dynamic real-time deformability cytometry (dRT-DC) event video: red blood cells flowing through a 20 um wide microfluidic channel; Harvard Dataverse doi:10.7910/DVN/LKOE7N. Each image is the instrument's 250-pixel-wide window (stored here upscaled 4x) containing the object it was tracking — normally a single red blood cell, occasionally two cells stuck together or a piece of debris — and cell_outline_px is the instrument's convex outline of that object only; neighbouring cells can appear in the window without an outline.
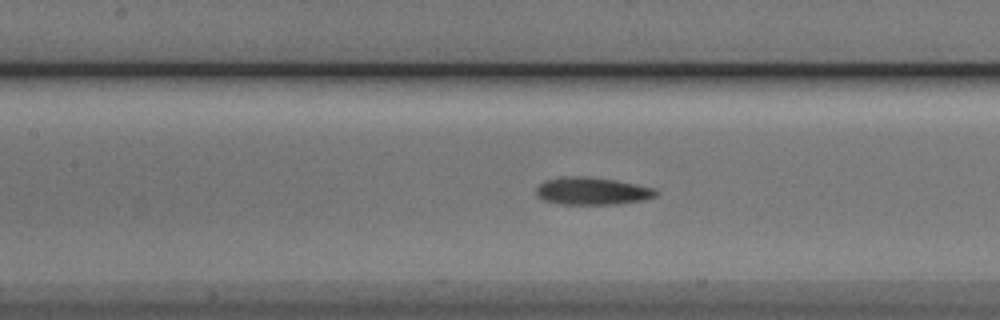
{"species": "Egyptian fruit bat (a non-hibernating species)", "species_latin": "Rousettus aegyptiacus", "temperature_condition": "cold", "stored_images_in_passage": 49, "camera_frame_rate_fps": 3000, "um_per_image_px": 0.085, "animal": {"sex": "male"}, "frame": {"image": 1, "passage_image": 19, "time_ms": 6.0, "image_size_px": [1000, 320], "cell_outline_px": [[660, 192], [656, 196], [644, 200], [616, 204], [560, 204], [544, 200], [536, 196], [536, 188], [544, 180], [568, 176], [584, 176], [616, 180], [656, 188]], "centroid_in_image_um": [50.35, 16.24], "position_along_channel_um": 157.0, "area_um2": 19.31}}
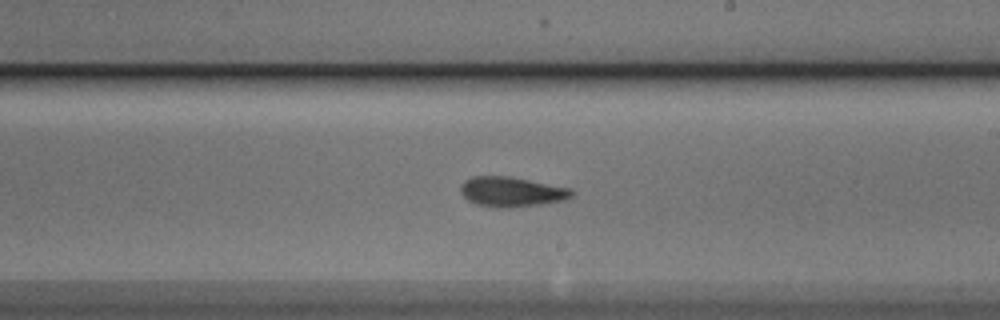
{"frame": {"image": 2, "passage_image": 26, "time_ms": 8.333, "image_size_px": [1000, 320], "cell_outline_px": [[576, 192], [572, 196], [564, 200], [540, 204], [508, 208], [500, 208], [476, 204], [468, 200], [460, 192], [460, 184], [464, 180], [472, 176], [512, 176], [572, 188]], "centroid_in_image_um": [43.5, 16.29], "position_along_channel_um": 245.5, "area_um2": 19.65}}
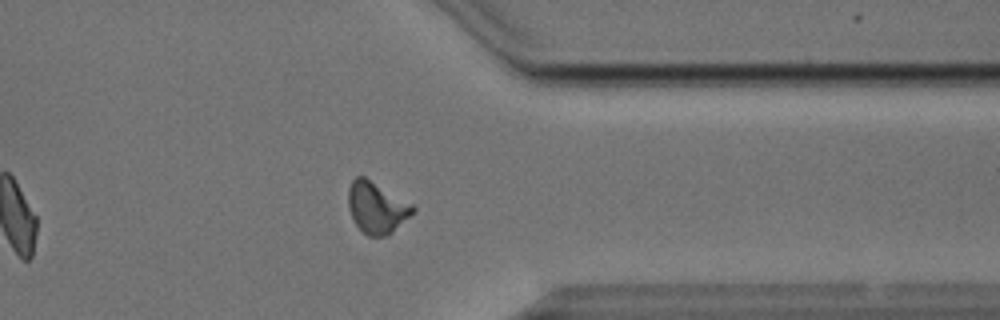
{"frame": {"image": 3, "passage_image": 37, "time_ms": 12.0, "image_size_px": [1000, 320], "cell_outline_px": [[416, 208], [388, 236], [368, 236], [356, 224], [348, 208], [348, 188], [352, 180], [356, 176], [364, 176], [412, 204]], "centroid_in_image_um": [31.98, 17.63], "position_along_channel_um": 379.4, "area_um2": 18.96}, "authors_computed_cell_mechanics": {"area_um2": 18.8428, "velocity_mm_per_s": 3.8049, "shape_relaxation_time_tau1_ms": 4.5287, "shape_relaxation_time_tau2_ms": 3.7459, "deformation_change_tau1": 0.1475, "deformation_change_tau2": 0.1197}}